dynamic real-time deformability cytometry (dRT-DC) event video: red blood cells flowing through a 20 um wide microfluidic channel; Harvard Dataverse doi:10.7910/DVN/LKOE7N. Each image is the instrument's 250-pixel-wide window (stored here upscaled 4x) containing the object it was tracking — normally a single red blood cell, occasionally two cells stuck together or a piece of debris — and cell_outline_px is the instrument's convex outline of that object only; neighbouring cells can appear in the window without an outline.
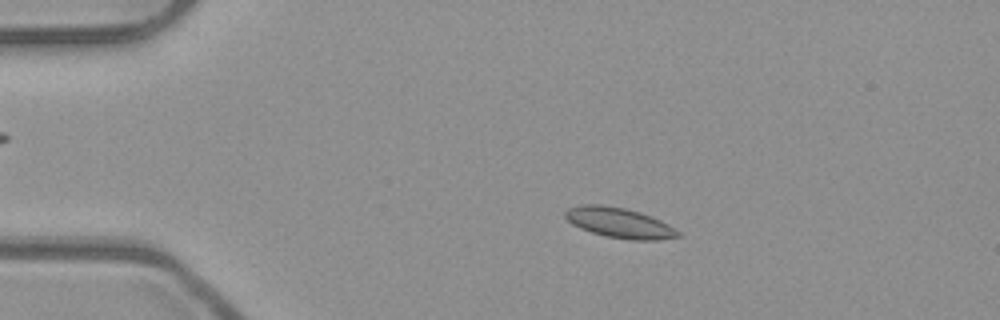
{"species": "common noctule bat (a hibernating species)", "species_latin": "Nyctalus noctula", "temperature_condition": "room temperature", "stored_images_in_passage": 43, "camera_frame_rate_fps": 3000, "um_per_image_px": 0.085, "animal": {"sex": "male", "body_mass_g": 23.1, "forearm_length_mm": 52.7}, "frame": {"image": 1, "passage_image": 1, "time_ms": 0.0, "image_size_px": [1000, 320], "cell_outline_px": [[684, 236], [660, 240], [628, 240], [604, 236], [580, 228], [572, 224], [564, 216], [564, 212], [568, 208], [580, 204], [600, 204], [624, 208], [640, 212], [652, 216], [668, 224], [680, 232]], "centroid_in_image_um": [52.66, 18.94], "position_along_channel_um": 32.3, "area_um2": 20.11}}
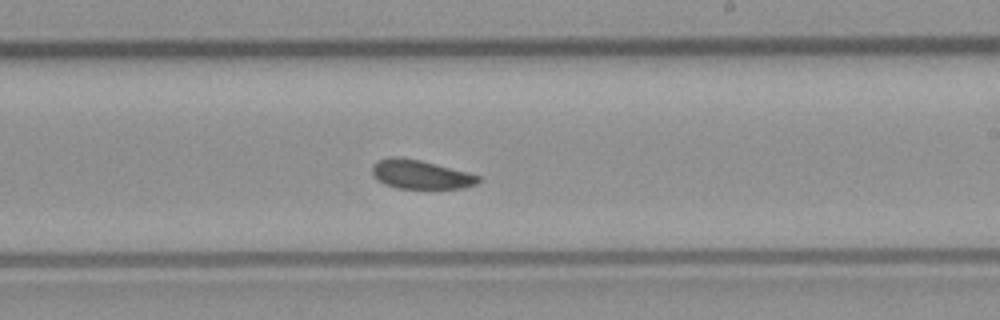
{"frame": {"image": 2, "passage_image": 22, "time_ms": 7.0, "image_size_px": [1000, 320], "cell_outline_px": [[480, 180], [476, 184], [464, 188], [396, 188], [384, 184], [376, 180], [372, 172], [372, 164], [376, 160], [392, 156], [420, 160], [468, 172], [480, 176]], "centroid_in_image_um": [35.71, 14.83], "position_along_channel_um": 253.3, "area_um2": 17.92}}
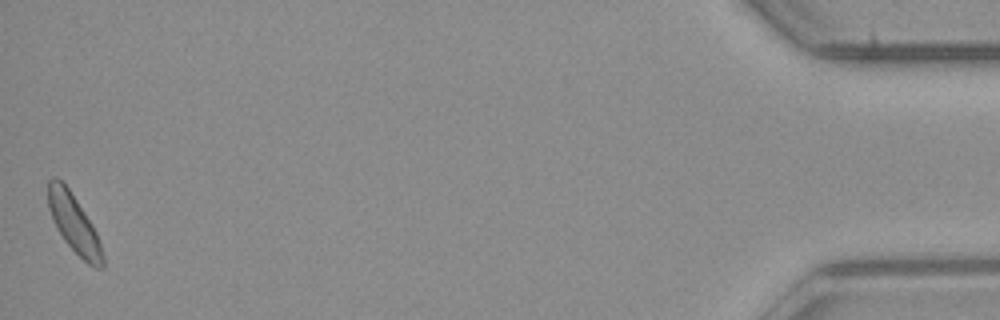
{"frame": {"image": 3, "passage_image": 43, "time_ms": 14.0, "image_size_px": [1000, 320], "cell_outline_px": [[104, 268], [92, 268], [64, 240], [56, 228], [52, 220], [48, 208], [48, 180], [52, 176], [56, 176], [68, 188], [92, 224], [96, 232], [104, 256]], "centroid_in_image_um": [6.28, 19.02], "position_along_channel_um": 428.9, "area_um2": 18.38}, "authors_computed_cell_mechanics": {"area_um2": 18.496, "velocity_mm_per_s": 3.9074, "shape_relaxation_time_tau1_ms": 4.5302, "shape_relaxation_time_tau2_ms": null, "deformation_change_tau1": 0.0536, "deformation_change_tau2": null}}